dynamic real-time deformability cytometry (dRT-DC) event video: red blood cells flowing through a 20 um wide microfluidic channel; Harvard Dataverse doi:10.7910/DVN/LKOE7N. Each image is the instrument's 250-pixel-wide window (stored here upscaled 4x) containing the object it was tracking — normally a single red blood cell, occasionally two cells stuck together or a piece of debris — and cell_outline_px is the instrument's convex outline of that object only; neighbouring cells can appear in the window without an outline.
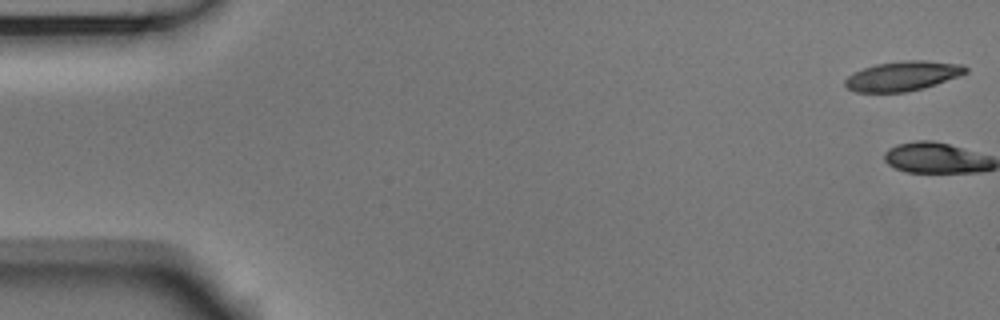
{"species": "Egyptian fruit bat (a non-hibernating species)", "species_latin": "Rousettus aegyptiacus", "temperature_condition": "room temperature", "stored_images_in_passage": 2, "camera_frame_rate_fps": 3000, "um_per_image_px": 0.085, "animal": {"sex": "male"}, "frame": {"image": 1, "passage_image": 1, "time_ms": 0.0, "image_size_px": [1000, 320], "cell_outline_px": [[968, 72], [960, 76], [924, 88], [904, 92], [856, 92], [848, 88], [844, 84], [844, 80], [852, 72], [876, 64], [904, 60], [928, 60], [964, 64], [968, 68]], "centroid_in_image_um": [76.76, 6.45], "position_along_channel_um": 8.2, "area_um2": 21.04}}